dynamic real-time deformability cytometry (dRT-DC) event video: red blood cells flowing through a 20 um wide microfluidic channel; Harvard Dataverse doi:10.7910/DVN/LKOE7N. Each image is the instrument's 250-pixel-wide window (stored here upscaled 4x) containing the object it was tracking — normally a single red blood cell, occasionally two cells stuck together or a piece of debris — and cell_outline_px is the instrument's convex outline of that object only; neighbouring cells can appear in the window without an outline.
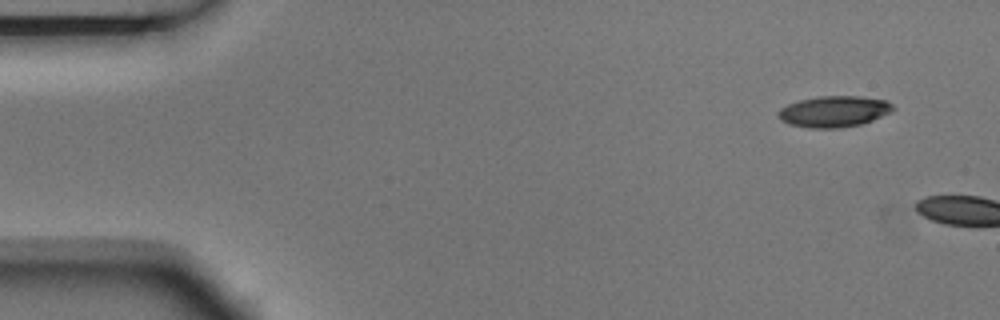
{"species": "Egyptian fruit bat (a non-hibernating species)", "species_latin": "Rousettus aegyptiacus", "temperature_condition": "room temperature", "stored_images_in_passage": 2, "camera_frame_rate_fps": 3000, "um_per_image_px": 0.085, "animal": {"sex": "male"}, "frame": {"image": 1, "passage_image": 1, "time_ms": 0.0, "image_size_px": [1000, 320], "cell_outline_px": [[896, 108], [872, 120], [860, 124], [836, 128], [808, 128], [788, 124], [780, 120], [776, 112], [780, 108], [788, 104], [800, 100], [820, 96], [860, 96], [888, 100]], "centroid_in_image_um": [70.85, 9.47], "position_along_channel_um": 14.1, "area_um2": 20.81}}